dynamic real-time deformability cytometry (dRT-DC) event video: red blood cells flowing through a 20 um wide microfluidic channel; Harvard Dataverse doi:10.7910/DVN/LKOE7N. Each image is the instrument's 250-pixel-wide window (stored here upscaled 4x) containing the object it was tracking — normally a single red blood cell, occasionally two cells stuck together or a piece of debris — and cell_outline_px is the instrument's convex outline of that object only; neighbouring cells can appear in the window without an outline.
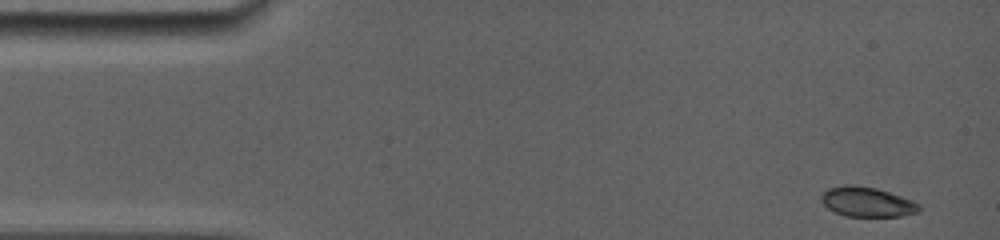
{"species": "common noctule bat (a hibernating species)", "species_latin": "Nyctalus noctula", "temperature_condition": "room temperature", "stored_images_in_passage": 47, "camera_frame_rate_fps": 5000, "um_per_image_px": 0.085, "animal": {"sex": "female", "body_mass_g": 19.0, "forearm_length_mm": 56.7}, "frame": {"image": 1, "passage_image": 1, "time_ms": 0.0, "image_size_px": [1000, 240], "cell_outline_px": [[920, 212], [904, 216], [844, 216], [828, 208], [820, 200], [820, 196], [828, 188], [844, 184], [852, 184], [876, 188], [912, 200], [920, 204]], "centroid_in_image_um": [73.7, 17.16], "position_along_channel_um": 11.3, "area_um2": 17.05}}
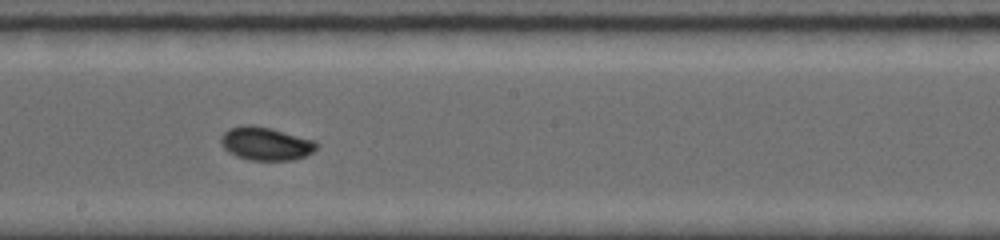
{"frame": {"image": 2, "passage_image": 26, "time_ms": 8.2, "image_size_px": [1000, 240], "cell_outline_px": [[320, 144], [312, 152], [304, 156], [292, 160], [248, 160], [236, 156], [228, 152], [220, 144], [220, 136], [228, 128], [244, 124], [252, 124], [272, 128], [316, 140]], "centroid_in_image_um": [22.57, 12.19], "position_along_channel_um": 225.6, "area_um2": 18.9}}
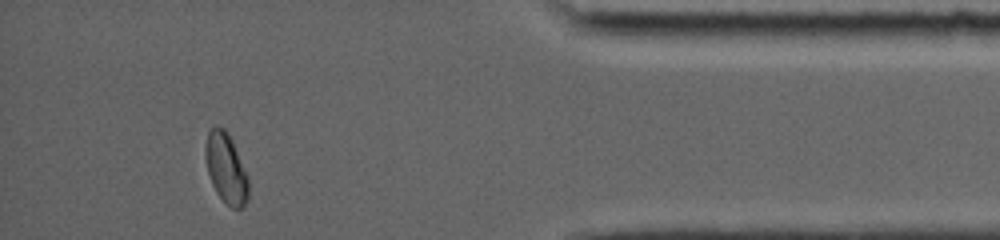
{"frame": {"image": 3, "passage_image": 45, "time_ms": 13.8, "image_size_px": [1000, 240], "cell_outline_px": [[248, 200], [240, 208], [232, 208], [216, 192], [212, 184], [208, 172], [204, 152], [204, 148], [208, 132], [216, 124], [224, 128], [228, 132], [232, 140], [248, 176]], "centroid_in_image_um": [19.21, 14.26], "position_along_channel_um": 416.0, "area_um2": 17.51}, "authors_computed_cell_mechanics": {"area_um2": 17.7446, "velocity_mm_per_s": 3.9036, "shape_relaxation_time_tau1_ms": 4.7291, "shape_relaxation_time_tau2_ms": null, "deformation_change_tau1": 0.1213, "deformation_change_tau2": null}}